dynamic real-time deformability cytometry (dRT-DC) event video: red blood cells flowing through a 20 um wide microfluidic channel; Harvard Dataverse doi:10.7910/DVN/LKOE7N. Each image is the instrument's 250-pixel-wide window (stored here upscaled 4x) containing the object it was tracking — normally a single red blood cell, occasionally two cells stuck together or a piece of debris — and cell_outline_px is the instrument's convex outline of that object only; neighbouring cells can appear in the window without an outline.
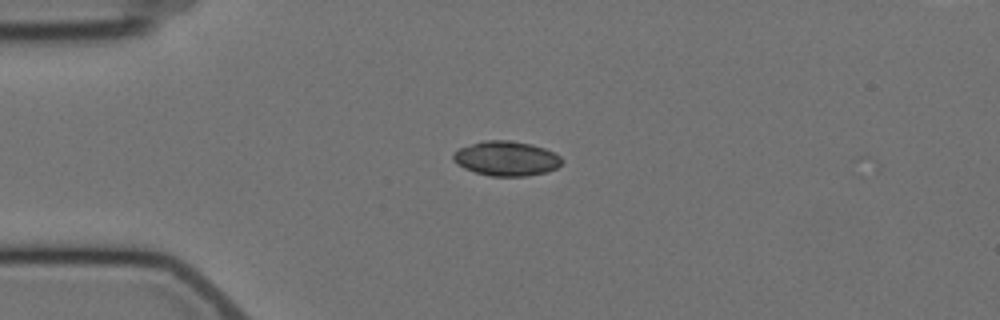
{"species": "Egyptian fruit bat (a non-hibernating species)", "species_latin": "Rousettus aegyptiacus", "temperature_condition": "cold", "stored_images_in_passage": 2, "camera_frame_rate_fps": 3000, "um_per_image_px": 0.085, "animal": {"sex": "female"}, "frame": {"image": 1, "passage_image": 1, "time_ms": 0.0, "image_size_px": [1000, 320], "cell_outline_px": [[564, 160], [556, 168], [544, 172], [524, 176], [492, 176], [476, 172], [464, 168], [456, 164], [452, 160], [452, 152], [460, 148], [484, 140], [512, 140], [532, 144], [544, 148], [560, 156]], "centroid_in_image_um": [43.01, 13.46], "position_along_channel_um": 42.0, "area_um2": 21.91}}
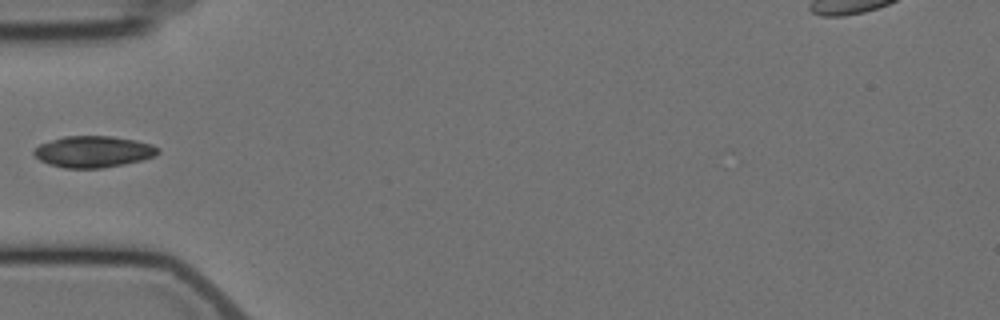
{"frame": {"image": 2, "passage_image": 2, "time_ms": 1.667, "image_size_px": [1000, 320], "cell_outline_px": [[160, 152], [156, 156], [124, 164], [104, 168], [64, 168], [48, 164], [40, 160], [32, 152], [40, 144], [64, 136], [112, 136], [136, 140], [152, 144], [160, 148]], "centroid_in_image_um": [7.96, 12.89], "position_along_channel_um": 77.0, "area_um2": 22.77}}